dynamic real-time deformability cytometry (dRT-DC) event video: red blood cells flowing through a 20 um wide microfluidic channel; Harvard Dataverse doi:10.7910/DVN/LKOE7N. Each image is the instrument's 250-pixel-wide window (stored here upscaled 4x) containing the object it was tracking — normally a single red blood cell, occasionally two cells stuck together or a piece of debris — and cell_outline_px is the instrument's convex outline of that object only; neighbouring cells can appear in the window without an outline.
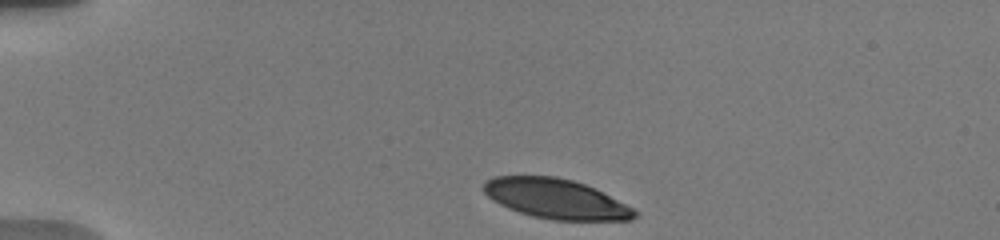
{"species": "human", "species_latin": "Homo sapiens", "temperature_condition": "warm", "stored_images_in_passage": 35, "camera_frame_rate_fps": 3000, "um_per_image_px": 0.085, "donor": {"sex": "male"}, "frame": {"image": 1, "passage_image": 1, "time_ms": 0.0, "image_size_px": [1000, 240], "cell_outline_px": [[640, 212], [632, 220], [552, 220], [532, 216], [508, 208], [492, 200], [480, 188], [484, 180], [496, 176], [556, 176], [572, 180], [596, 188]], "centroid_in_image_um": [47.24, 16.89], "position_along_channel_um": 37.8, "area_um2": 35.2}}
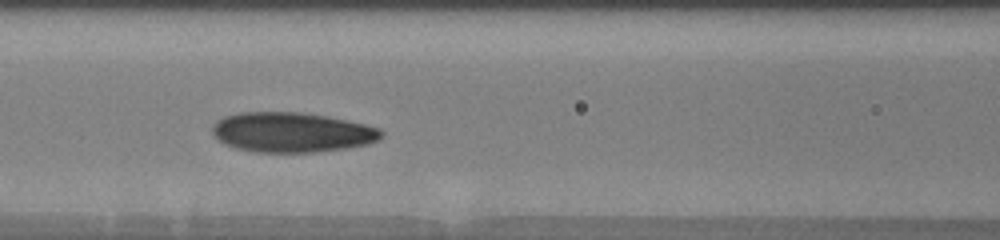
{"frame": {"image": 2, "passage_image": 15, "time_ms": 4.333, "image_size_px": [1000, 240], "cell_outline_px": [[384, 132], [380, 140], [368, 144], [348, 148], [312, 152], [256, 152], [236, 148], [224, 144], [212, 132], [212, 124], [216, 120], [224, 116], [240, 112], [300, 112], [328, 116], [348, 120], [380, 128]], "centroid_in_image_um": [24.82, 11.24], "position_along_channel_um": 141.8, "area_um2": 39.54}}
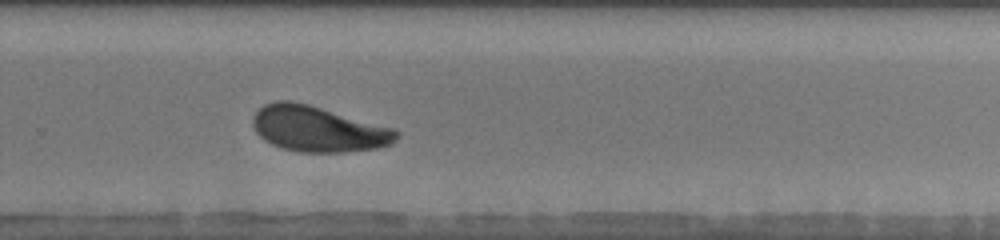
{"frame": {"image": 3, "passage_image": 25, "time_ms": 8.667, "image_size_px": [1000, 240], "cell_outline_px": [[400, 136], [392, 144], [376, 148], [344, 152], [300, 152], [284, 148], [272, 144], [264, 140], [256, 132], [252, 124], [252, 116], [264, 104], [276, 100], [288, 100], [308, 104], [396, 128], [400, 132]], "centroid_in_image_um": [27.07, 10.95], "position_along_channel_um": 302.7, "area_um2": 38.44}, "authors_computed_cell_mechanics": {"area_um2": 38.437, "velocity_mm_per_s": 3.7247, "shape_relaxation_time_tau1_ms": 3.4556, "shape_relaxation_time_tau2_ms": 2.7523, "deformation_change_tau1": 0.1331, "deformation_change_tau2": 0.0947}}